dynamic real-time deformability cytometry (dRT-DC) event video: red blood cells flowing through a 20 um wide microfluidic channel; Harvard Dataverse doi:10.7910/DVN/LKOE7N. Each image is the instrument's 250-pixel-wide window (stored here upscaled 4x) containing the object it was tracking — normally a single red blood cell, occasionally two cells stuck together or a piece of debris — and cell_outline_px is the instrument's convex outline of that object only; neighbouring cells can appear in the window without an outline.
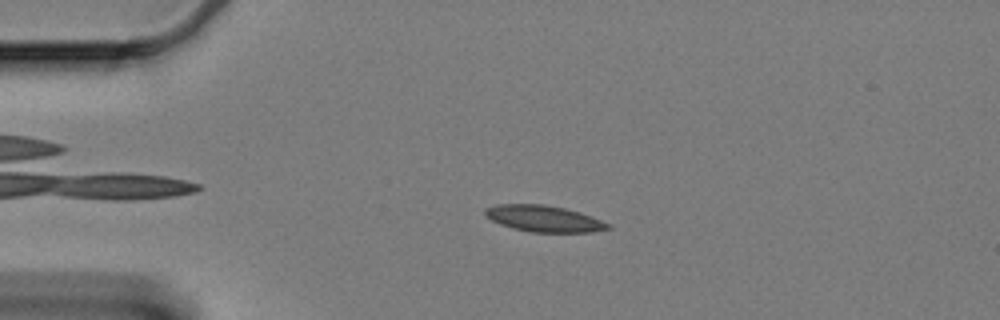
{"species": "Egyptian fruit bat (a non-hibernating species)", "species_latin": "Rousettus aegyptiacus", "temperature_condition": "cold", "stored_images_in_passage": 44, "camera_frame_rate_fps": 3000, "um_per_image_px": 0.085, "animal": {"sex": "female"}, "frame": {"image": 1, "passage_image": 4, "time_ms": 1.0, "image_size_px": [1000, 320], "cell_outline_px": [[612, 228], [592, 232], [532, 232], [512, 228], [500, 224], [484, 216], [484, 208], [496, 204], [544, 204], [564, 208], [580, 212], [612, 224]], "centroid_in_image_um": [46.23, 18.58], "position_along_channel_um": 38.8, "area_um2": 19.02}}
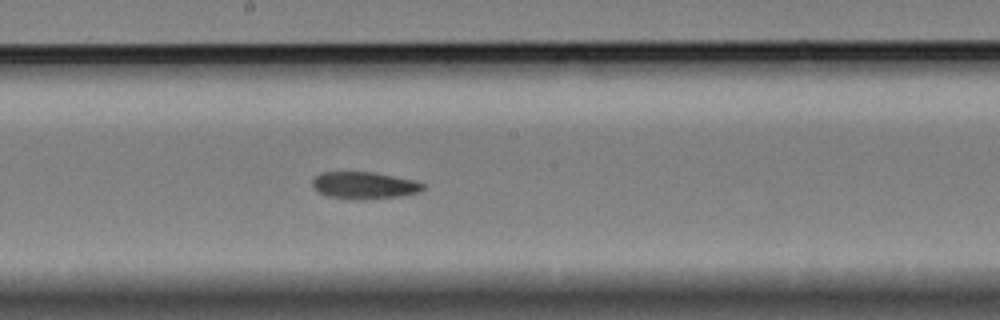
{"frame": {"image": 2, "passage_image": 23, "time_ms": 7.333, "image_size_px": [1000, 320], "cell_outline_px": [[428, 184], [420, 192], [400, 196], [364, 200], [348, 200], [328, 196], [312, 188], [312, 180], [320, 172], [372, 172], [416, 180]], "centroid_in_image_um": [30.98, 15.77], "position_along_channel_um": 217.2, "area_um2": 17.8}}
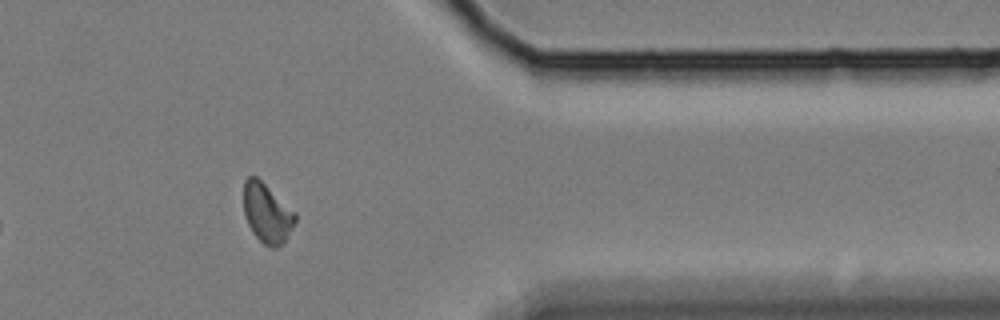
{"frame": {"image": 3, "passage_image": 40, "time_ms": 13.0, "image_size_px": [1000, 320], "cell_outline_px": [[296, 220], [292, 228], [284, 240], [276, 248], [272, 248], [264, 244], [252, 232], [248, 224], [244, 212], [244, 180], [248, 176], [256, 176], [296, 212]], "centroid_in_image_um": [22.69, 18.1], "position_along_channel_um": 388.7, "area_um2": 17.63}, "authors_computed_cell_mechanics": {"area_um2": 18.0047, "velocity_mm_per_s": 3.3064, "shape_relaxation_time_tau1_ms": 6.1733, "shape_relaxation_time_tau2_ms": 7.3292, "deformation_change_tau1": 0.125, "deformation_change_tau2": 0.0911}}